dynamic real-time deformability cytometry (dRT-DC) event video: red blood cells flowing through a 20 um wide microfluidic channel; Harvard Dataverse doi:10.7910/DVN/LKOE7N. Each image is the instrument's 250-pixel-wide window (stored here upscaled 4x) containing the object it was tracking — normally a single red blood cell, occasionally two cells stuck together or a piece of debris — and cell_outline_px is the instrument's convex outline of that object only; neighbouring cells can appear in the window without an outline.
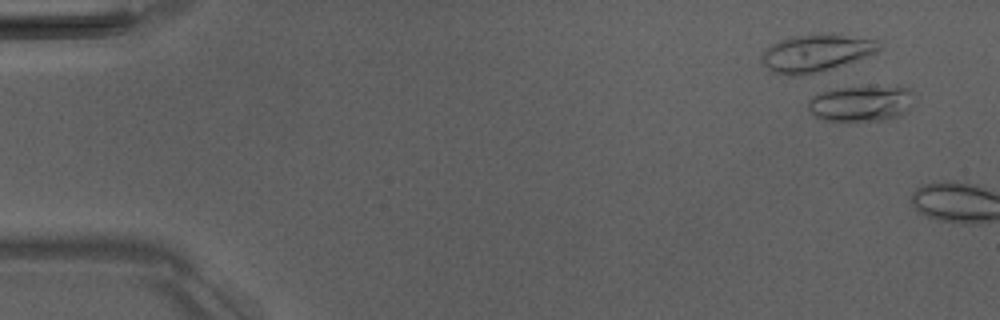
{"species": "Egyptian fruit bat (a non-hibernating species)", "species_latin": "Rousettus aegyptiacus", "temperature_condition": "room temperature", "stored_images_in_passage": 2, "camera_frame_rate_fps": 3000, "um_per_image_px": 0.085, "animal": {"sex": "male"}, "frame": {"image": 1, "passage_image": 1, "time_ms": 0.0, "image_size_px": [1000, 320], "cell_outline_px": [[912, 108], [900, 116], [880, 120], [824, 120], [816, 116], [808, 108], [808, 100], [812, 96], [824, 92], [840, 88], [908, 88], [912, 92]], "centroid_in_image_um": [73.2, 8.82], "position_along_channel_um": 11.8, "area_um2": 21.39}}